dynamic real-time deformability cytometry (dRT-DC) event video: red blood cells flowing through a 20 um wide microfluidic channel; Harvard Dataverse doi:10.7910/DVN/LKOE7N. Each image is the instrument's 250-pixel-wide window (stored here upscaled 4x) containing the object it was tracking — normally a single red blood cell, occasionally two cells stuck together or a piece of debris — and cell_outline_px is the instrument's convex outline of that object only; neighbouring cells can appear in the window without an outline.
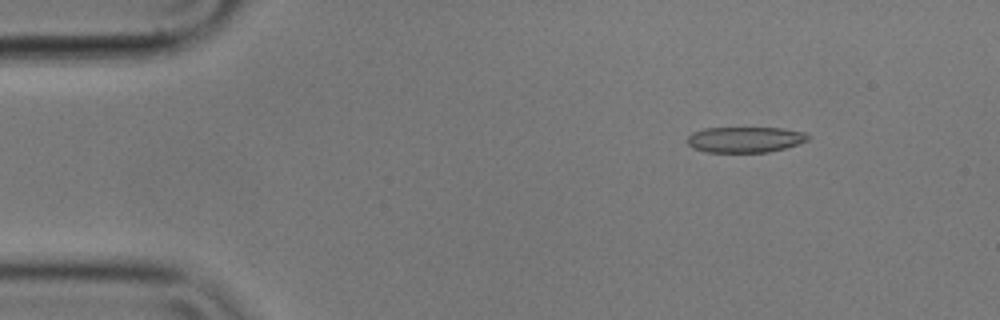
{"species": "common noctule bat (a hibernating species)", "species_latin": "Nyctalus noctula", "temperature_condition": "cold", "stored_images_in_passage": 8, "camera_frame_rate_fps": 3000, "um_per_image_px": 0.085, "animal": {"sex": "male", "body_mass_g": 17.9}, "frame": {"image": 1, "passage_image": 2, "time_ms": 0.333, "image_size_px": [1000, 320], "cell_outline_px": [[812, 136], [808, 140], [784, 148], [768, 152], [704, 152], [692, 148], [684, 140], [692, 132], [704, 128], [784, 128], [804, 132]], "centroid_in_image_um": [63.29, 11.86], "position_along_channel_um": 21.7, "area_um2": 18.26}}
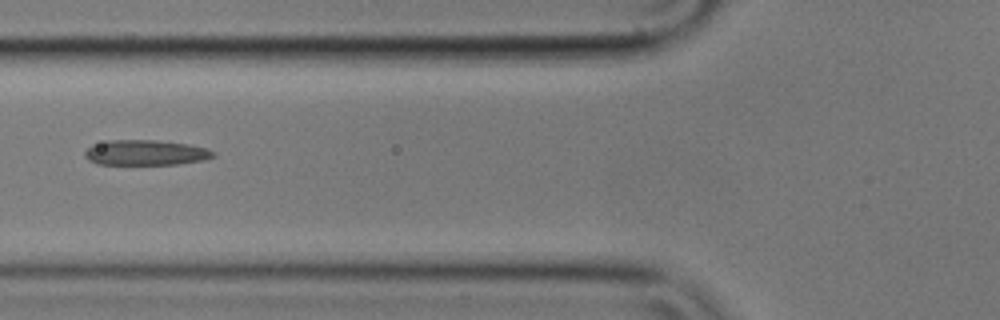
{"frame": {"image": 2, "passage_image": 6, "time_ms": 1.667, "image_size_px": [1000, 320], "cell_outline_px": [[216, 156], [204, 160], [176, 164], [96, 164], [88, 160], [84, 156], [84, 152], [92, 144], [108, 140], [156, 140], [188, 144], [208, 148], [216, 152]], "centroid_in_image_um": [12.39, 12.97], "position_along_channel_um": 113.4, "area_um2": 19.07}}
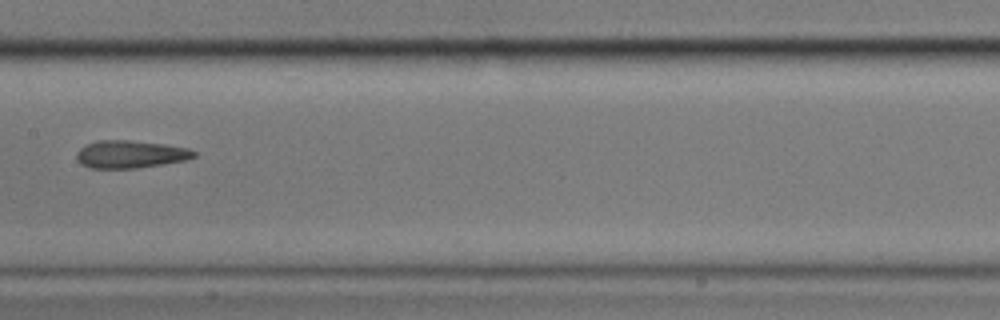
{"frame": {"image": 3, "passage_image": 8, "time_ms": 2.333, "image_size_px": [1000, 320], "cell_outline_px": [[196, 156], [184, 160], [136, 168], [92, 168], [80, 164], [76, 160], [76, 152], [84, 144], [96, 140], [128, 140], [164, 144], [188, 148], [196, 152]], "centroid_in_image_um": [11.01, 13.1], "position_along_channel_um": 196.4, "area_um2": 18.9}}